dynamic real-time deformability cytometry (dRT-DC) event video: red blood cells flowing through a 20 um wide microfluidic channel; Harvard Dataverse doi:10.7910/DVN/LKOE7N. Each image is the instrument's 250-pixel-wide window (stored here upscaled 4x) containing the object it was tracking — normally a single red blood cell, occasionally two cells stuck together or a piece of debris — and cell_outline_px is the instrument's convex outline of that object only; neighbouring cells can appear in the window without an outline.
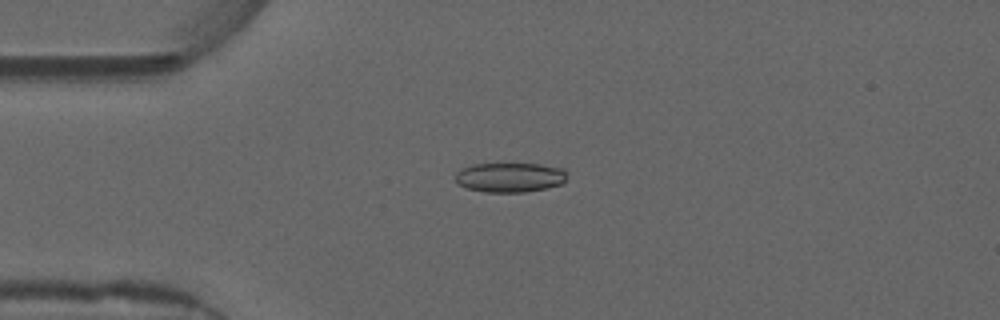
{"species": "common noctule bat (a hibernating species)", "species_latin": "Nyctalus noctula", "temperature_condition": "warm", "stored_images_in_passage": 40, "camera_frame_rate_fps": 3000, "um_per_image_px": 0.085, "animal": {"sex": "male", "forearm_length_mm": 52.5}, "frame": {"image": 1, "passage_image": 13, "time_ms": 4.0, "image_size_px": [1000, 320], "cell_outline_px": [[568, 172], [564, 184], [548, 188], [524, 192], [484, 192], [468, 188], [456, 184], [456, 172], [460, 168], [472, 164], [540, 164], [564, 168]], "centroid_in_image_um": [43.37, 15.07], "position_along_channel_um": 41.6, "area_um2": 19.59}}